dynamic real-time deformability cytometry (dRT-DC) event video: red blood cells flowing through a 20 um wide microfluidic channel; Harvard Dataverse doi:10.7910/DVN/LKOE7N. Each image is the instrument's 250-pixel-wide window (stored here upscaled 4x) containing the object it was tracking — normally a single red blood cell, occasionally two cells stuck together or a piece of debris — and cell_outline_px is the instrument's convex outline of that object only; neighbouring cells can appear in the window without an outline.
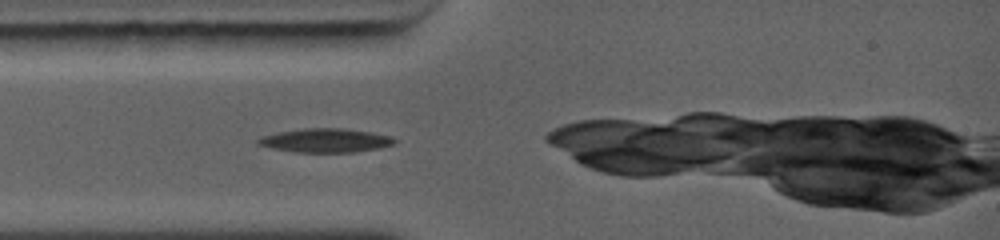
{"species": "common noctule bat (a hibernating species)", "species_latin": "Nyctalus noctula", "temperature_condition": "warm", "stored_images_in_passage": 56, "camera_frame_rate_fps": 5000, "um_per_image_px": 0.085, "animal": {"sex": "female", "body_mass_g": 19.0, "forearm_length_mm": 56.7}, "frame": {"image": 1, "passage_image": 1, "time_ms": 0.0, "image_size_px": [1000, 240], "cell_outline_px": [[396, 140], [392, 144], [380, 148], [356, 152], [296, 152], [272, 148], [256, 144], [256, 140], [260, 136], [280, 132], [304, 128], [340, 128], [372, 132], [392, 136]], "centroid_in_image_um": [27.66, 11.94], "position_along_channel_um": 57.3, "area_um2": 18.96}}
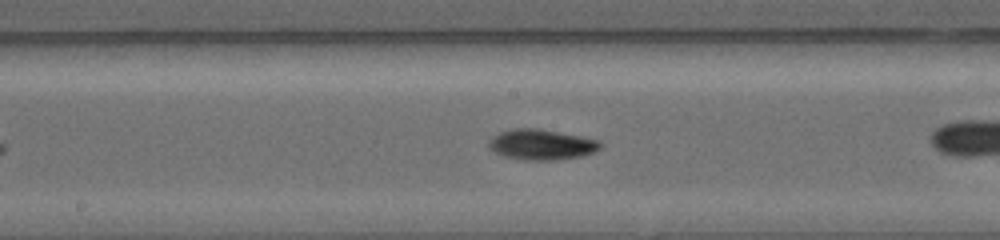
{"frame": {"image": 2, "passage_image": 13, "time_ms": 3.2, "image_size_px": [1000, 240], "cell_outline_px": [[604, 144], [596, 152], [584, 156], [556, 160], [524, 160], [504, 156], [488, 148], [488, 140], [492, 136], [500, 132], [512, 128], [536, 128], [580, 136], [600, 140]], "centroid_in_image_um": [46.05, 12.29], "position_along_channel_um": 202.2, "area_um2": 20.06}}
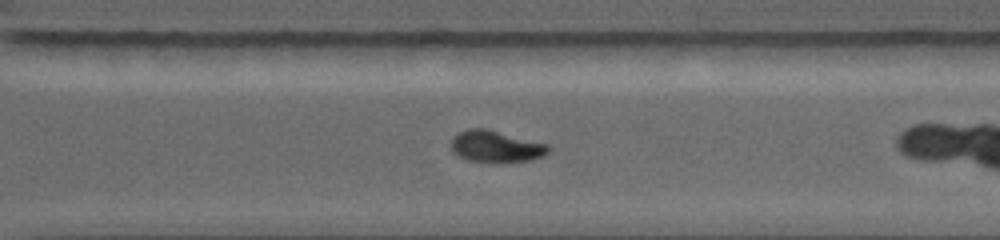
{"frame": {"image": 3, "passage_image": 34, "time_ms": 6.0, "image_size_px": [1000, 240], "cell_outline_px": [[548, 152], [544, 156], [532, 160], [468, 160], [452, 152], [452, 136], [468, 128], [488, 128], [548, 144]], "centroid_in_image_um": [42.15, 12.4], "position_along_channel_um": 328.5, "area_um2": 17.46}}